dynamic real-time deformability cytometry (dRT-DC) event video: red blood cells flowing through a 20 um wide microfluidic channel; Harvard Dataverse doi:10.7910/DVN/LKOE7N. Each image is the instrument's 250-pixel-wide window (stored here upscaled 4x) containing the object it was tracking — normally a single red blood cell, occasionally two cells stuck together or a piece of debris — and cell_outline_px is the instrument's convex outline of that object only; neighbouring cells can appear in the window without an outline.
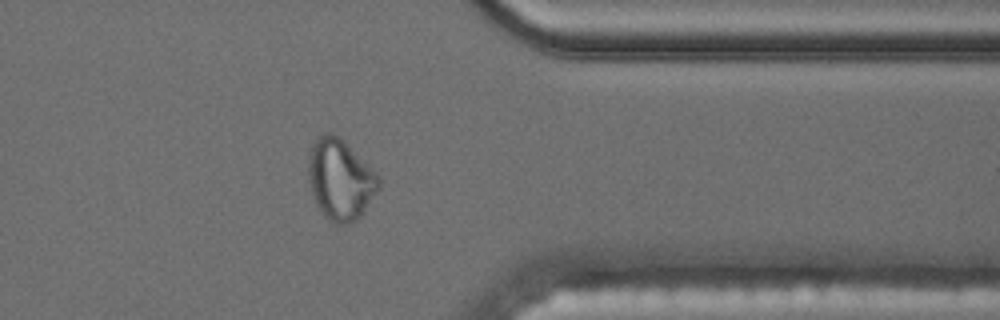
{"species": "common noctule bat (a hibernating species)", "species_latin": "Nyctalus noctula", "temperature_condition": "cold", "stored_images_in_passage": 40, "camera_frame_rate_fps": 3000, "um_per_image_px": 0.085, "animal": {"sex": "male", "body_mass_g": 17.5, "forearm_length_mm": 52.3}, "frame": {"image": 1, "passage_image": 29, "time_ms": 9.333, "image_size_px": [1000, 320], "cell_outline_px": [[380, 188], [360, 216], [356, 220], [348, 224], [336, 224], [328, 220], [320, 212], [312, 196], [308, 184], [308, 160], [312, 144], [324, 132], [332, 132], [344, 140], [380, 176]], "centroid_in_image_um": [28.91, 15.27], "position_along_channel_um": 382.5, "area_um2": 33.47}}